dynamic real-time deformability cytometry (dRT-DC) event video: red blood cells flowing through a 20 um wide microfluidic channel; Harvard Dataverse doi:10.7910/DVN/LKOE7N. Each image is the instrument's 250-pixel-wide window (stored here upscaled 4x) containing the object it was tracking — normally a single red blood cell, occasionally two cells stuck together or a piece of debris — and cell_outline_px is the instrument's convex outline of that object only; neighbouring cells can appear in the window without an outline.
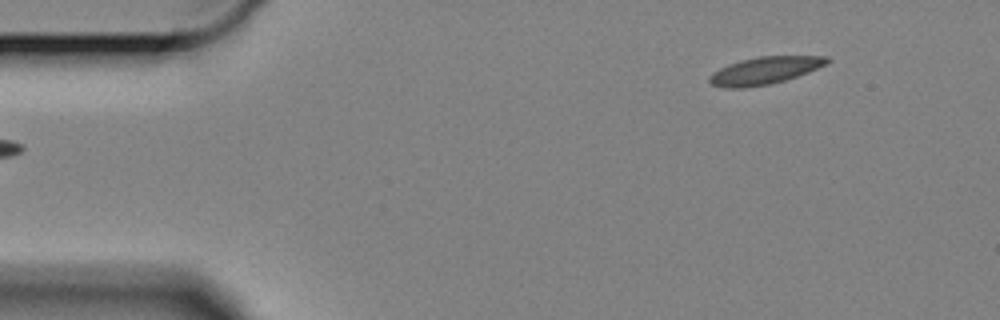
{"species": "Egyptian fruit bat (a non-hibernating species)", "species_latin": "Rousettus aegyptiacus", "temperature_condition": "cold", "stored_images_in_passage": 55, "camera_frame_rate_fps": 3000, "um_per_image_px": 0.085, "animal": {"sex": "female"}, "frame": {"image": 1, "passage_image": 1, "time_ms": 0.0, "image_size_px": [1000, 320], "cell_outline_px": [[832, 60], [808, 72], [784, 80], [768, 84], [744, 88], [728, 88], [712, 84], [708, 80], [708, 76], [712, 72], [728, 64], [740, 60], [760, 56], [828, 56]], "centroid_in_image_um": [64.96, 5.99], "position_along_channel_um": 20.0, "area_um2": 18.55}}
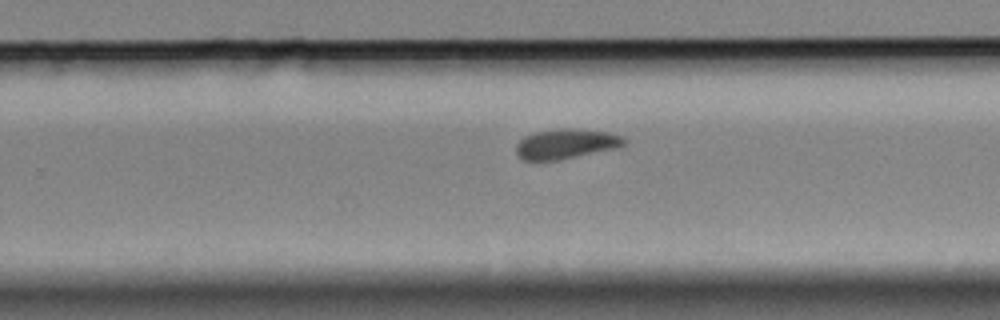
{"frame": {"image": 2, "passage_image": 32, "time_ms": 10.333, "image_size_px": [1000, 320], "cell_outline_px": [[628, 140], [620, 148], [556, 160], [524, 160], [516, 152], [516, 144], [524, 136], [536, 132], [560, 128], [576, 128], [608, 132], [624, 136]], "centroid_in_image_um": [48.17, 12.21], "position_along_channel_um": 281.6, "area_um2": 18.96}}
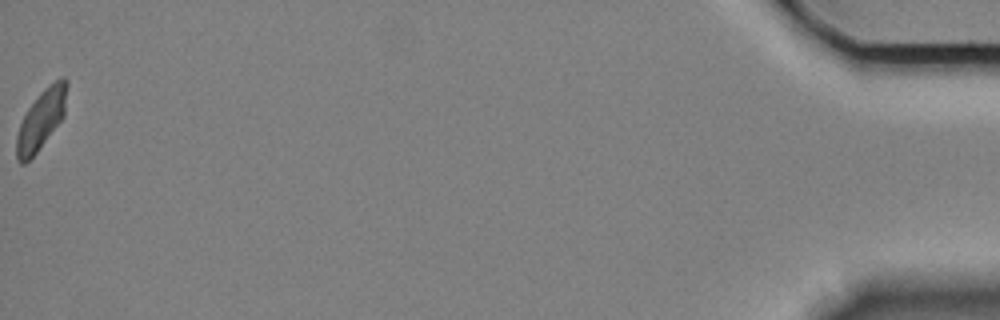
{"frame": {"image": 3, "passage_image": 55, "time_ms": 18.0, "image_size_px": [1000, 320], "cell_outline_px": [[68, 84], [64, 116], [36, 152], [24, 164], [20, 164], [16, 160], [16, 136], [20, 124], [28, 108], [40, 92], [48, 84], [60, 76], [64, 76], [68, 80]], "centroid_in_image_um": [3.51, 10.11], "position_along_channel_um": 431.7, "area_um2": 17.51}, "authors_computed_cell_mechanics": {"area_um2": 18.6116, "velocity_mm_per_s": 3.268, "shape_relaxation_time_tau1_ms": 6.1868, "shape_relaxation_time_tau2_ms": 1.5038, "deformation_change_tau1": 0.1322, "deformation_change_tau2": 0.0485}}